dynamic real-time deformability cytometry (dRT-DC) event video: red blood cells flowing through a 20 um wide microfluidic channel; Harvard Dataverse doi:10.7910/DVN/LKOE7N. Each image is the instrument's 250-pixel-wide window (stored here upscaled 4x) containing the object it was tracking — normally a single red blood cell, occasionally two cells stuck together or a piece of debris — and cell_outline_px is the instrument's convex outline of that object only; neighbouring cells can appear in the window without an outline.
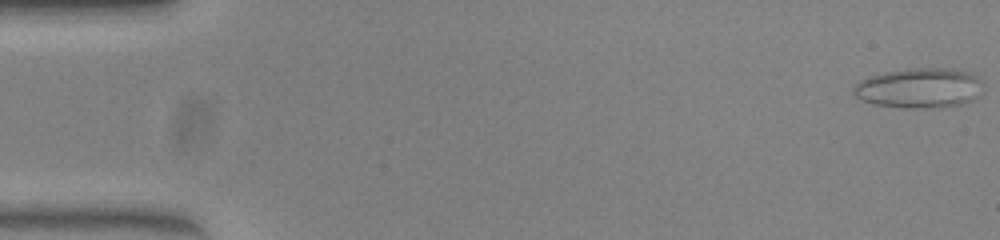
{"species": "common noctule bat (a hibernating species)", "species_latin": "Nyctalus noctula", "temperature_condition": "warm", "stored_images_in_passage": 51, "camera_frame_rate_fps": 3000, "um_per_image_px": 0.085, "animal": {"sex": "female", "body_mass_g": 23.0, "forearm_length_mm": 53.4}, "frame": {"image": 1, "passage_image": 1, "time_ms": 0.0, "image_size_px": [1000, 240], "cell_outline_px": [[984, 92], [972, 100], [960, 104], [912, 108], [908, 108], [872, 104], [856, 96], [852, 92], [856, 84], [872, 76], [884, 72], [908, 68], [952, 68], [972, 72], [980, 80]], "centroid_in_image_um": [78.19, 7.46], "position_along_channel_um": 6.8, "area_um2": 29.94}}
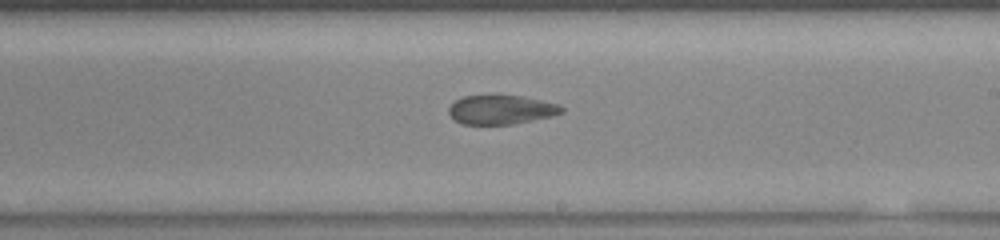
{"frame": {"image": 2, "passage_image": 30, "time_ms": 9.667, "image_size_px": [1000, 240], "cell_outline_px": [[564, 112], [552, 116], [512, 124], [464, 124], [456, 120], [448, 112], [448, 108], [456, 100], [464, 96], [520, 96], [560, 104], [564, 108]], "centroid_in_image_um": [42.63, 9.33], "position_along_channel_um": 246.4, "area_um2": 18.84}}
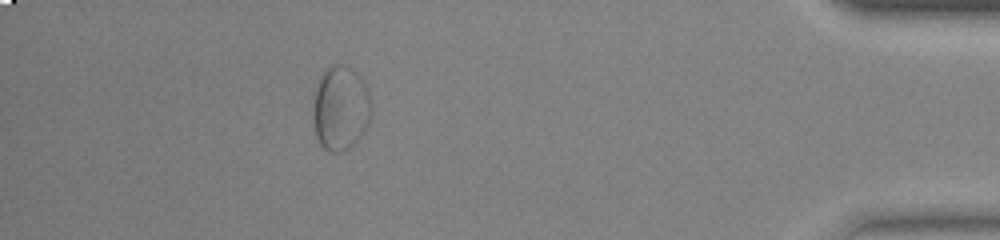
{"frame": {"image": 3, "passage_image": 46, "time_ms": 15.0, "image_size_px": [1000, 240], "cell_outline_px": [[368, 120], [360, 136], [348, 148], [340, 152], [328, 152], [320, 144], [316, 136], [312, 112], [312, 108], [316, 88], [320, 76], [324, 68], [332, 64], [340, 64], [352, 68], [356, 72], [364, 84], [368, 92]], "centroid_in_image_um": [28.87, 9.17], "position_along_channel_um": 406.3, "area_um2": 28.15}, "authors_computed_cell_mechanics": {"area_um2": 21.4438, "velocity_mm_per_s": 3.9944, "shape_relaxation_time_tau1_ms": null, "shape_relaxation_time_tau2_ms": 2.193, "deformation_change_tau1": null, "deformation_change_tau2": 0.074}}